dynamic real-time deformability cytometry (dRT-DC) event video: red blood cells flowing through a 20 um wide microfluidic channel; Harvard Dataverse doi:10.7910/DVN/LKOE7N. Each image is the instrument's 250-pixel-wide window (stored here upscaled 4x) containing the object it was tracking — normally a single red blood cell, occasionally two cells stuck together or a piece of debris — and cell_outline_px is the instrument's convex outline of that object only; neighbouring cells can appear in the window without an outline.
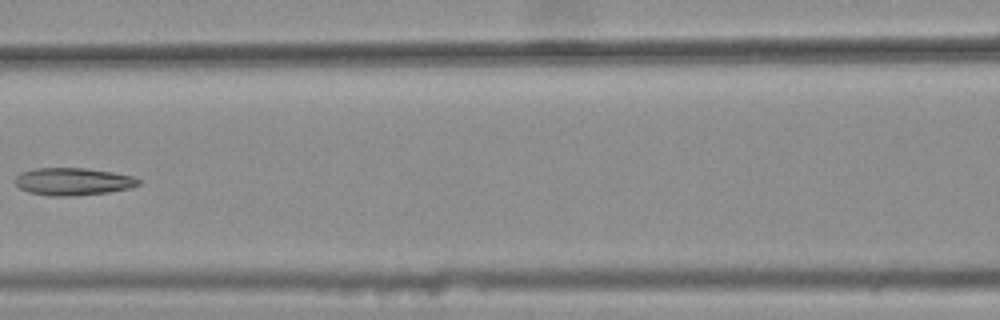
{"species": "common noctule bat (a hibernating species)", "species_latin": "Nyctalus noctula", "temperature_condition": "warm", "stored_images_in_passage": 5, "camera_frame_rate_fps": 3000, "um_per_image_px": 0.085, "animal": {"sex": "female", "body_mass_g": 25.1}, "frame": {"image": 1, "passage_image": 4, "time_ms": 1.0, "image_size_px": [1000, 320], "cell_outline_px": [[140, 184], [128, 188], [108, 192], [72, 196], [48, 196], [28, 192], [20, 188], [16, 184], [16, 176], [20, 172], [36, 168], [84, 168], [112, 172], [132, 176], [140, 180]], "centroid_in_image_um": [6.17, 15.43], "position_along_channel_um": 160.4, "area_um2": 19.65}}
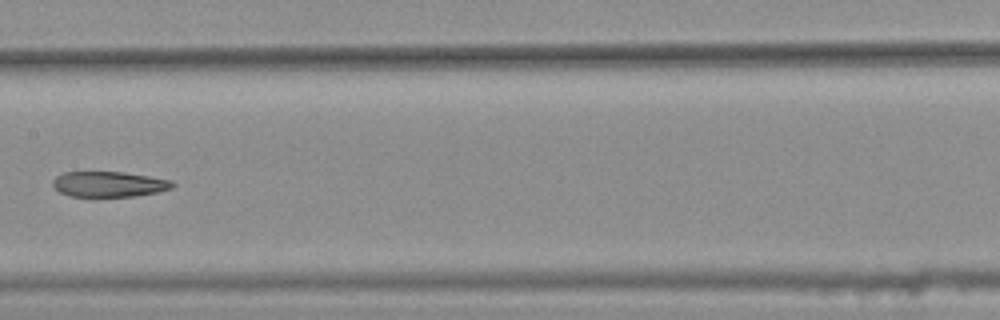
{"frame": {"image": 2, "passage_image": 5, "time_ms": 1.333, "image_size_px": [1000, 320], "cell_outline_px": [[176, 184], [172, 188], [156, 192], [132, 196], [68, 196], [52, 188], [52, 180], [56, 176], [64, 172], [124, 172], [172, 180]], "centroid_in_image_um": [9.23, 15.65], "position_along_channel_um": 198.2, "area_um2": 17.74}}